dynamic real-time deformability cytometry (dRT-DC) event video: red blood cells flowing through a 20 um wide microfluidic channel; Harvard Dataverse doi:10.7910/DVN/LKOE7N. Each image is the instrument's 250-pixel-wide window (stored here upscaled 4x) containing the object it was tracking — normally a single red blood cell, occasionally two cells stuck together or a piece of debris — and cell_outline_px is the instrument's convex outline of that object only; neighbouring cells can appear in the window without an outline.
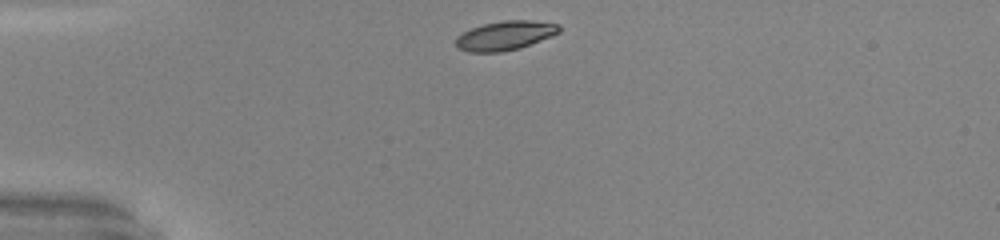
{"species": "common noctule bat (a hibernating species)", "species_latin": "Nyctalus noctula", "temperature_condition": "warm", "stored_images_in_passage": 30, "camera_frame_rate_fps": 3000, "um_per_image_px": 0.085, "animal": {"sex": "male", "body_mass_g": 20.0, "forearm_length_mm": 53.3}, "frame": {"image": 1, "passage_image": 1, "time_ms": 0.0, "image_size_px": [1000, 240], "cell_outline_px": [[560, 32], [552, 36], [520, 48], [500, 52], [468, 52], [460, 48], [456, 44], [456, 36], [472, 28], [484, 24], [504, 20], [532, 20], [560, 24]], "centroid_in_image_um": [42.97, 3.02], "position_along_channel_um": 42.0, "area_um2": 17.51}}
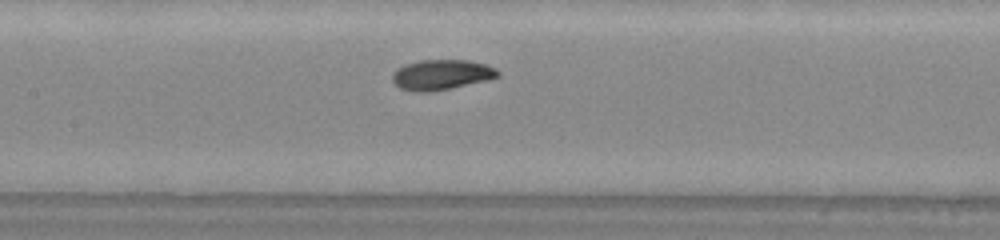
{"frame": {"image": 2, "passage_image": 13, "time_ms": 4.0, "image_size_px": [1000, 240], "cell_outline_px": [[500, 76], [488, 80], [452, 88], [432, 92], [412, 92], [400, 88], [392, 80], [392, 72], [396, 68], [404, 64], [420, 60], [468, 60], [484, 64], [496, 68], [500, 72]], "centroid_in_image_um": [37.5, 6.36], "position_along_channel_um": 169.9, "area_um2": 18.84}}
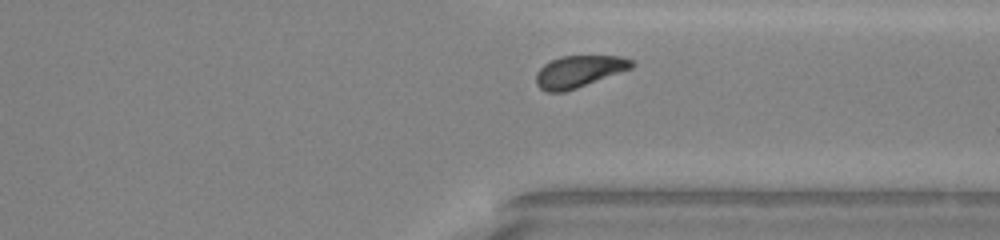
{"frame": {"image": 3, "passage_image": 27, "time_ms": 8.667, "image_size_px": [1000, 240], "cell_outline_px": [[636, 64], [632, 68], [576, 88], [564, 92], [548, 92], [540, 88], [536, 84], [536, 72], [544, 64], [560, 56], [620, 56], [632, 60]], "centroid_in_image_um": [49.2, 6.07], "position_along_channel_um": 362.2, "area_um2": 17.63}, "authors_computed_cell_mechanics": {"area_um2": 18.1781, "velocity_mm_per_s": 4.1079, "shape_relaxation_time_tau1_ms": 2.8508, "shape_relaxation_time_tau2_ms": 2.9073, "deformation_change_tau1": 0.1324, "deformation_change_tau2": 0.0723}}